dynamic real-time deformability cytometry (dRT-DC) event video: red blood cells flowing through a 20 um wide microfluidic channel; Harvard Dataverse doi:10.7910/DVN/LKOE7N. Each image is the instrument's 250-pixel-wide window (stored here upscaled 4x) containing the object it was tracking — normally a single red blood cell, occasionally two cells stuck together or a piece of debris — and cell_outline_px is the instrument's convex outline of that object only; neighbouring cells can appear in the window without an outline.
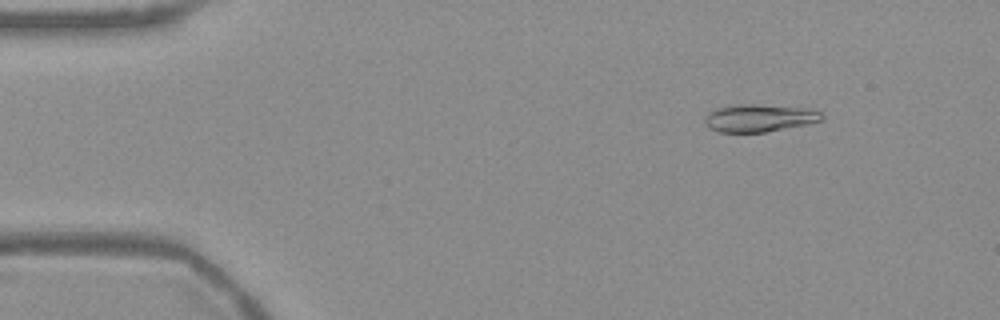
{"species": "Egyptian fruit bat (a non-hibernating species)", "species_latin": "Rousettus aegyptiacus", "temperature_condition": "warm", "stored_images_in_passage": 50, "camera_frame_rate_fps": 3000, "um_per_image_px": 0.085, "frame": {"image": 1, "passage_image": 3, "time_ms": 0.667, "image_size_px": [1000, 320], "cell_outline_px": [[824, 116], [820, 120], [808, 124], [764, 132], [720, 132], [708, 128], [704, 124], [704, 116], [708, 112], [716, 108], [736, 104], [752, 104], [804, 108], [820, 112]], "centroid_in_image_um": [64.46, 10.03], "position_along_channel_um": 20.5, "area_um2": 18.73}}
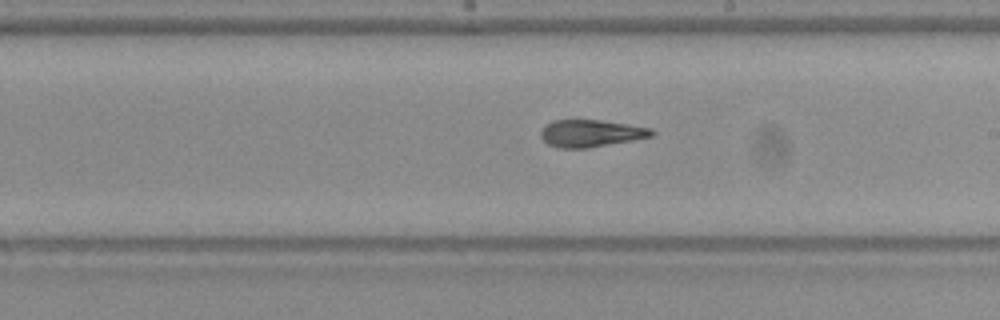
{"frame": {"image": 2, "passage_image": 27, "time_ms": 8.667, "image_size_px": [1000, 320], "cell_outline_px": [[656, 132], [652, 136], [632, 140], [588, 148], [556, 148], [548, 144], [540, 136], [540, 132], [544, 124], [552, 120], [600, 120], [628, 124], [652, 128]], "centroid_in_image_um": [50.2, 11.33], "position_along_channel_um": 238.8, "area_um2": 17.69}}
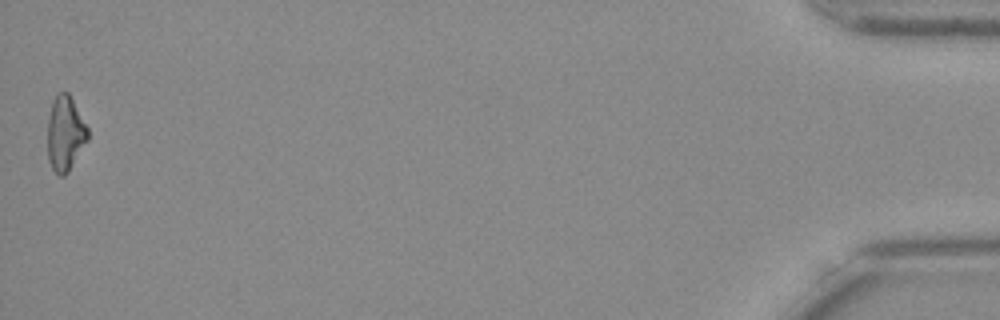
{"frame": {"image": 3, "passage_image": 50, "time_ms": 16.333, "image_size_px": [1000, 320], "cell_outline_px": [[88, 140], [68, 172], [64, 176], [60, 176], [52, 168], [48, 160], [48, 116], [52, 100], [60, 92], [68, 92], [88, 128]], "centroid_in_image_um": [5.54, 11.35], "position_along_channel_um": 429.7, "area_um2": 17.46}, "authors_computed_cell_mechanics": {"area_um2": 17.8024, "velocity_mm_per_s": 3.766, "shape_relaxation_time_tau1_ms": null, "shape_relaxation_time_tau2_ms": 1.8786, "deformation_change_tau1": null, "deformation_change_tau2": 0.0695}}